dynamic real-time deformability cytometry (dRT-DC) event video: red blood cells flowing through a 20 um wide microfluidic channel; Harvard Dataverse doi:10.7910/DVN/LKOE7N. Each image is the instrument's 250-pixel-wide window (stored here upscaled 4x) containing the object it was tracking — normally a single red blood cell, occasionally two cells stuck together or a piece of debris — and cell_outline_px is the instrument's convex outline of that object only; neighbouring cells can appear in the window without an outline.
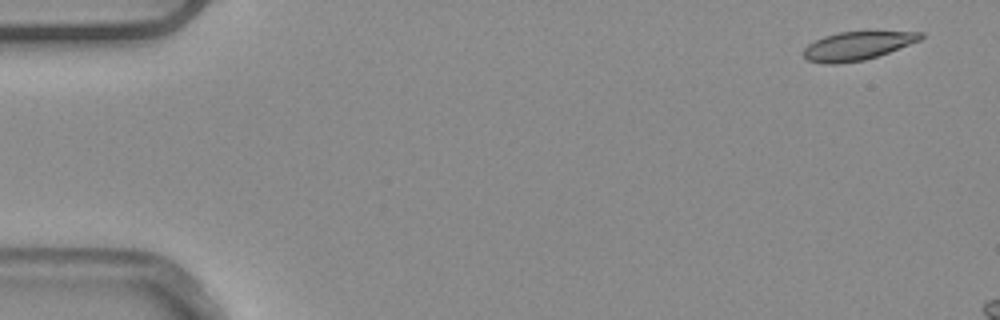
{"species": "common noctule bat (a hibernating species)", "species_latin": "Nyctalus noctula", "temperature_condition": "warm", "stored_images_in_passage": 3, "camera_frame_rate_fps": 3000, "um_per_image_px": 0.085, "animal": {"sex": "male", "body_mass_g": 20.4}, "frame": {"image": 1, "passage_image": 1, "time_ms": 0.0, "image_size_px": [1000, 320], "cell_outline_px": [[924, 36], [920, 40], [888, 52], [864, 60], [836, 64], [824, 64], [808, 60], [804, 56], [804, 48], [808, 44], [824, 36], [840, 32], [924, 32]], "centroid_in_image_um": [72.84, 3.9], "position_along_channel_um": 12.2, "area_um2": 19.07}}